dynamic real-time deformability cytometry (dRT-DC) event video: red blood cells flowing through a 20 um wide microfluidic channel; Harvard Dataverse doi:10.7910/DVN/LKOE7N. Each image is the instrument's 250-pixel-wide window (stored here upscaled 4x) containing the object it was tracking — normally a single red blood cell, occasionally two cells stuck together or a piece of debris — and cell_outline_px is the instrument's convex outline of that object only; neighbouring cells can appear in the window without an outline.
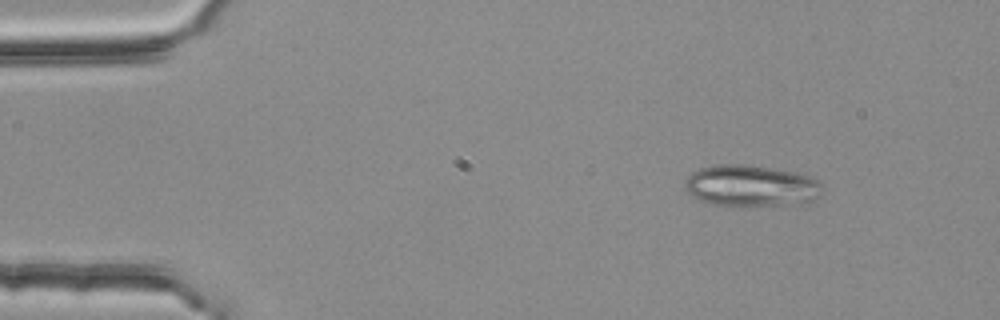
{"species": "common noctule bat (a hibernating species)", "species_latin": "Nyctalus noctula", "temperature_condition": "room temperature", "stored_images_in_passage": 2, "camera_frame_rate_fps": 3000, "um_per_image_px": 0.085, "animal": {"sex": "female", "body_mass_g": 25.1}, "frame": {"image": 1, "passage_image": 1, "time_ms": 0.0, "image_size_px": [1000, 320], "cell_outline_px": [[820, 196], [812, 200], [776, 204], [712, 204], [700, 200], [692, 196], [684, 188], [684, 180], [692, 172], [700, 168], [716, 164], [748, 164], [776, 168], [796, 172], [812, 176], [820, 184]], "centroid_in_image_um": [63.77, 15.73], "position_along_channel_um": 21.2, "area_um2": 32.6}}